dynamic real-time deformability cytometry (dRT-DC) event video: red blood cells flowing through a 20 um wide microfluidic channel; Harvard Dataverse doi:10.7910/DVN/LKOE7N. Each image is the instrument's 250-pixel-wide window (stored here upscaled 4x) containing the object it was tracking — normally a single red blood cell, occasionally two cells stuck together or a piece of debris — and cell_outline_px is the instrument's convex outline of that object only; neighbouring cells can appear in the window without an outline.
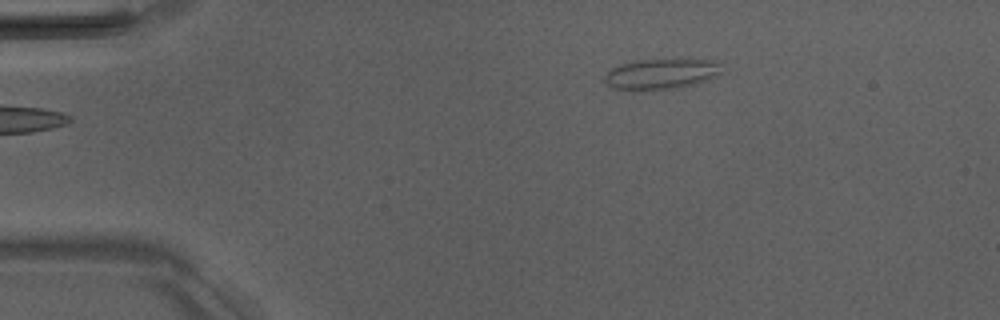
{"species": "Egyptian fruit bat (a non-hibernating species)", "species_latin": "Rousettus aegyptiacus", "temperature_condition": "room temperature", "stored_images_in_passage": 2, "camera_frame_rate_fps": 3000, "um_per_image_px": 0.085, "animal": {"sex": "male"}, "frame": {"image": 1, "passage_image": 2, "time_ms": 1.0, "image_size_px": [1000, 320], "cell_outline_px": [[720, 72], [716, 76], [708, 80], [680, 88], [640, 92], [636, 92], [612, 88], [604, 80], [604, 76], [612, 68], [620, 64], [632, 60], [716, 60]], "centroid_in_image_um": [56.12, 6.33], "position_along_channel_um": 28.9, "area_um2": 21.1}}